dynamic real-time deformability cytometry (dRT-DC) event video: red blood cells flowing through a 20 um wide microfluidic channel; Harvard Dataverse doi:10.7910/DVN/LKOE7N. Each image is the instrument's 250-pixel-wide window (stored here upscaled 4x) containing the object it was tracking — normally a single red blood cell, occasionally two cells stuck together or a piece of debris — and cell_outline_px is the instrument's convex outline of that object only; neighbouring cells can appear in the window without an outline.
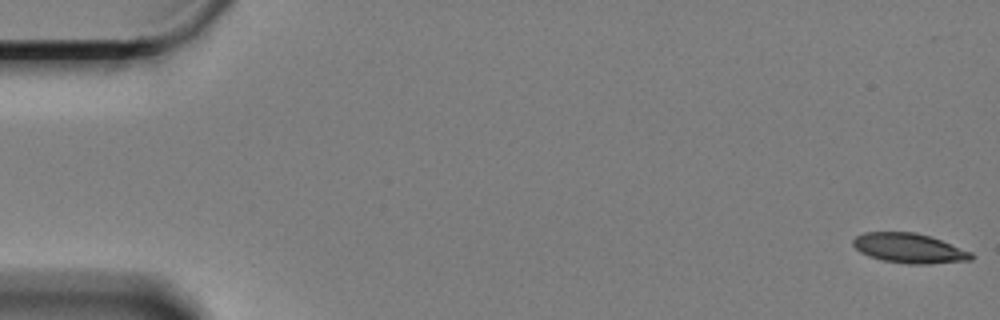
{"species": "Egyptian fruit bat (a non-hibernating species)", "species_latin": "Rousettus aegyptiacus", "temperature_condition": "cold", "stored_images_in_passage": 14, "camera_frame_rate_fps": 3000, "um_per_image_px": 0.085, "animal": {"sex": "female"}, "frame": {"image": 1, "passage_image": 1, "time_ms": 0.0, "image_size_px": [1000, 320], "cell_outline_px": [[976, 256], [972, 260], [928, 264], [908, 264], [884, 260], [868, 256], [860, 252], [852, 244], [852, 240], [856, 236], [864, 232], [916, 232], [940, 240], [972, 252]], "centroid_in_image_um": [77.28, 21.1], "position_along_channel_um": 7.7, "area_um2": 20.46}}
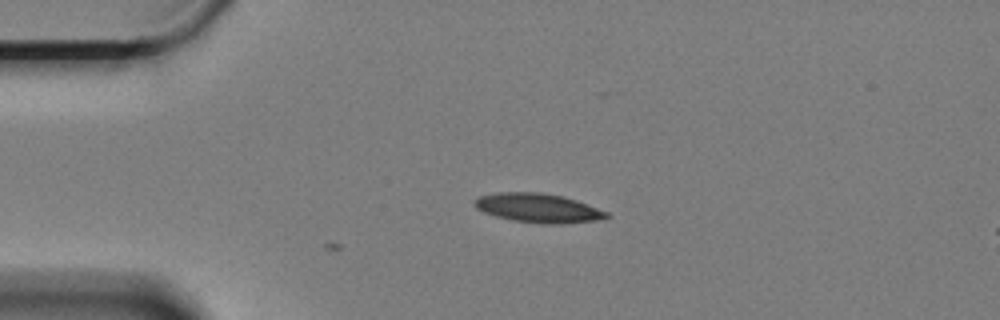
{"frame": {"image": 2, "passage_image": 14, "time_ms": 4.333, "image_size_px": [1000, 320], "cell_outline_px": [[612, 216], [596, 220], [560, 224], [548, 224], [512, 220], [496, 216], [484, 212], [476, 208], [472, 204], [472, 200], [476, 196], [496, 192], [540, 192], [564, 196], [576, 200], [608, 212]], "centroid_in_image_um": [45.69, 17.66], "position_along_channel_um": 39.3, "area_um2": 22.54}}